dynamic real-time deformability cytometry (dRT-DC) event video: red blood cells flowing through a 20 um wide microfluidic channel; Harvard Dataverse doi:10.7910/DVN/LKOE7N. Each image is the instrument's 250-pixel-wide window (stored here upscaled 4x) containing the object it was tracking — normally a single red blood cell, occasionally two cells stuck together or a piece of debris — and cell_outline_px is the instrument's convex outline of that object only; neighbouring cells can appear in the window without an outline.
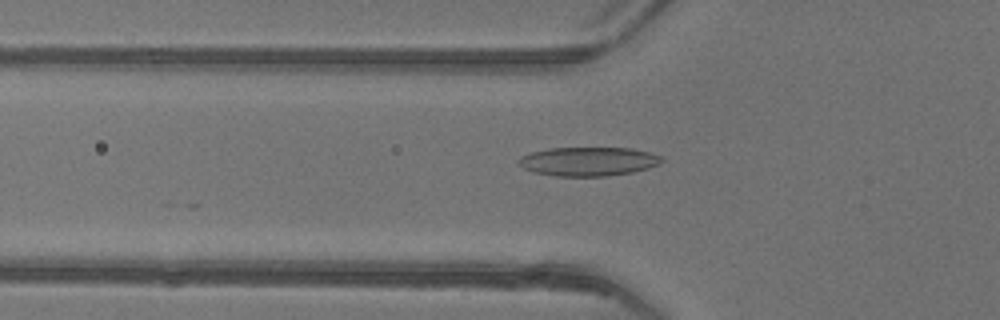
{"species": "common noctule bat (a hibernating species)", "species_latin": "Nyctalus noctula", "temperature_condition": "warm", "stored_images_in_passage": 11, "camera_frame_rate_fps": 3000, "um_per_image_px": 0.085, "animal": {"sex": "female"}, "frame": {"image": 1, "passage_image": 5, "time_ms": 1.333, "image_size_px": [1000, 320], "cell_outline_px": [[664, 160], [660, 164], [648, 168], [632, 172], [608, 176], [556, 176], [536, 172], [524, 168], [516, 164], [516, 160], [520, 156], [532, 152], [548, 148], [632, 148], [648, 152], [660, 156]], "centroid_in_image_um": [49.99, 13.72], "position_along_channel_um": 75.8, "area_um2": 24.16}}
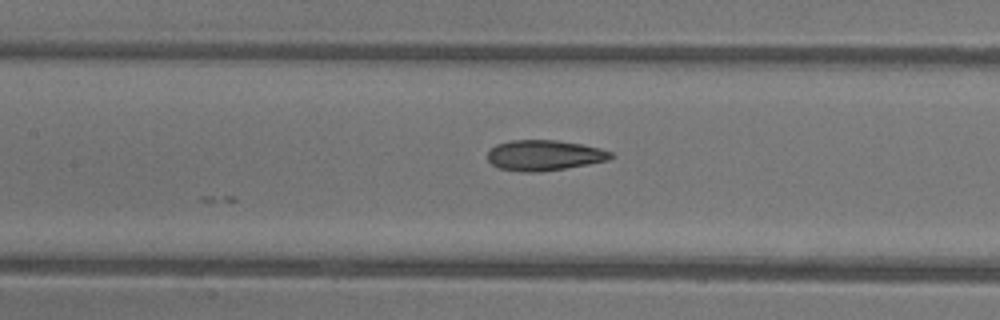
{"frame": {"image": 2, "passage_image": 11, "time_ms": 3.333, "image_size_px": [1000, 320], "cell_outline_px": [[616, 156], [608, 160], [588, 164], [540, 172], [524, 172], [500, 168], [492, 164], [488, 160], [488, 152], [496, 144], [508, 140], [556, 140], [580, 144], [600, 148], [612, 152]], "centroid_in_image_um": [46.27, 13.19], "position_along_channel_um": 161.1, "area_um2": 21.85}}